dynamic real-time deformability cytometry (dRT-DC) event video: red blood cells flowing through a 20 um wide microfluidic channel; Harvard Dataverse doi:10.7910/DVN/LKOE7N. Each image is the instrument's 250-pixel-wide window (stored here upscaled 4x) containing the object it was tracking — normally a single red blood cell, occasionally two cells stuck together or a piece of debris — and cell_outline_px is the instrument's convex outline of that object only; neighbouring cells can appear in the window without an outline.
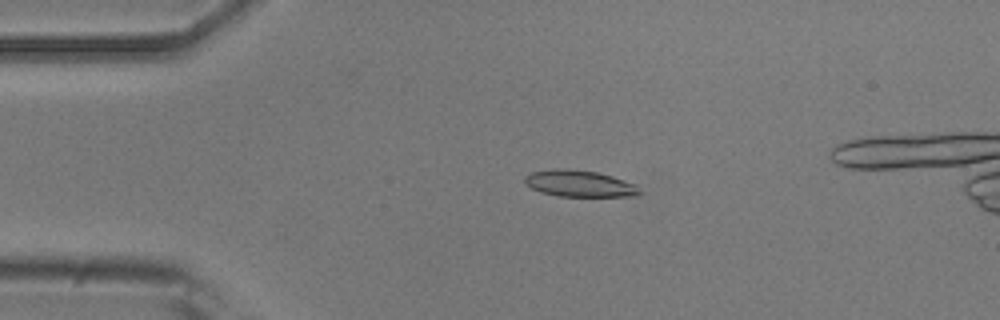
{"species": "common noctule bat (a hibernating species)", "species_latin": "Nyctalus noctula", "temperature_condition": "room temperature", "stored_images_in_passage": 50, "camera_frame_rate_fps": 3000, "um_per_image_px": 0.085, "animal": {"sex": "male", "body_mass_g": 20.5, "forearm_length_mm": 52.5}, "frame": {"image": 1, "passage_image": 11, "time_ms": 3.333, "image_size_px": [1000, 320], "cell_outline_px": [[644, 192], [636, 196], [560, 196], [540, 192], [524, 184], [524, 176], [532, 172], [560, 168], [568, 168], [596, 172], [612, 176], [636, 184]], "centroid_in_image_um": [49.28, 15.6], "position_along_channel_um": 35.7, "area_um2": 17.86}}
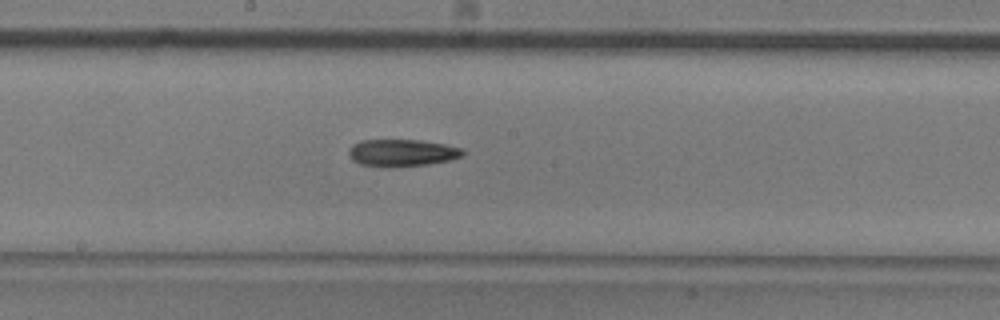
{"frame": {"image": 2, "passage_image": 28, "time_ms": 9.0, "image_size_px": [1000, 320], "cell_outline_px": [[464, 156], [448, 160], [428, 164], [360, 164], [352, 160], [348, 152], [352, 144], [360, 140], [420, 140], [444, 144], [464, 148]], "centroid_in_image_um": [34.21, 12.93], "position_along_channel_um": 214.0, "area_um2": 17.22}}
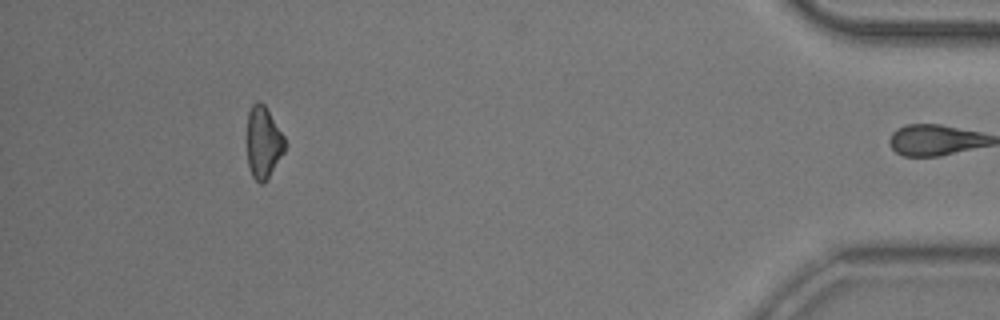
{"frame": {"image": 3, "passage_image": 49, "time_ms": 16.0, "image_size_px": [1000, 320], "cell_outline_px": [[284, 152], [264, 184], [260, 184], [252, 176], [248, 164], [248, 112], [252, 104], [256, 100], [260, 100], [264, 104], [284, 136]], "centroid_in_image_um": [22.38, 12.09], "position_along_channel_um": 412.8, "area_um2": 15.66}}